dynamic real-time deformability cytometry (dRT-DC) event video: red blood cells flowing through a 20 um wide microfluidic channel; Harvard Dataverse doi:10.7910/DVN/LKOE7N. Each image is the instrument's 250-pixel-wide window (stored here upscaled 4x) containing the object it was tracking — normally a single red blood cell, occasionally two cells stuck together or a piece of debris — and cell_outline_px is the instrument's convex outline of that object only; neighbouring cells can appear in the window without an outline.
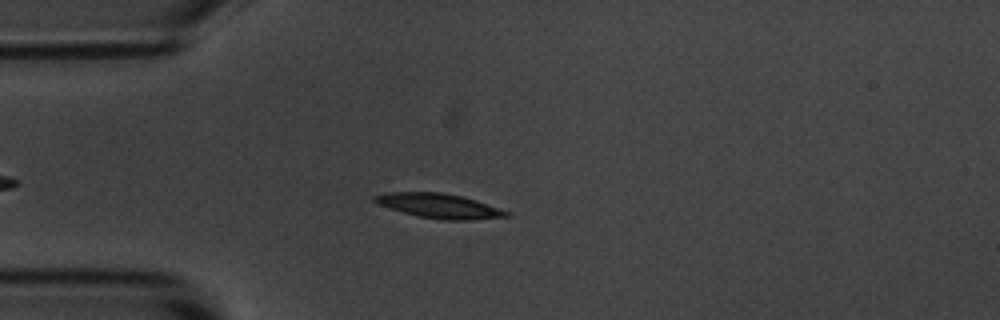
{"species": "common noctule bat (a hibernating species)", "species_latin": "Nyctalus noctula", "temperature_condition": "room temperature", "stored_images_in_passage": 44, "camera_frame_rate_fps": 3000, "um_per_image_px": 0.085, "animal": {"sex": "male", "body_mass_g": 20.1, "forearm_length_mm": 53.5}, "frame": {"image": 1, "passage_image": 9, "time_ms": 2.667, "image_size_px": [1000, 320], "cell_outline_px": [[512, 216], [472, 220], [444, 220], [416, 216], [376, 204], [372, 200], [372, 196], [388, 192], [444, 192], [464, 196], [512, 212]], "centroid_in_image_um": [37.35, 17.5], "position_along_channel_um": 47.6, "area_um2": 19.25}}
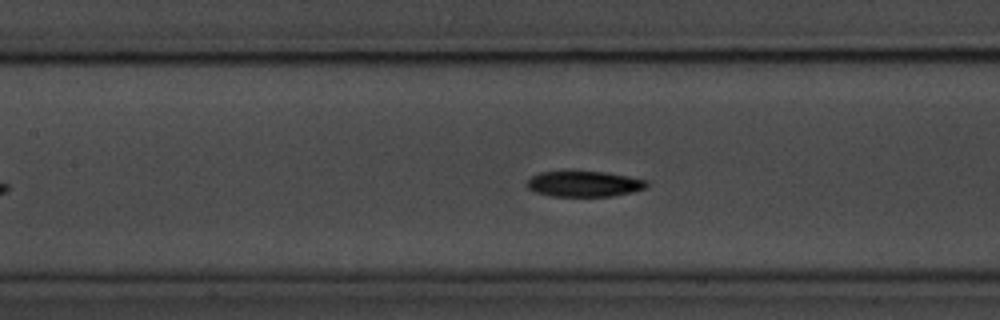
{"frame": {"image": 2, "passage_image": 19, "time_ms": 6.0, "image_size_px": [1000, 320], "cell_outline_px": [[648, 188], [632, 192], [612, 196], [552, 196], [536, 192], [528, 188], [528, 180], [532, 176], [540, 172], [604, 172], [628, 176], [648, 180]], "centroid_in_image_um": [49.71, 15.64], "position_along_channel_um": 157.7, "area_um2": 17.74}}
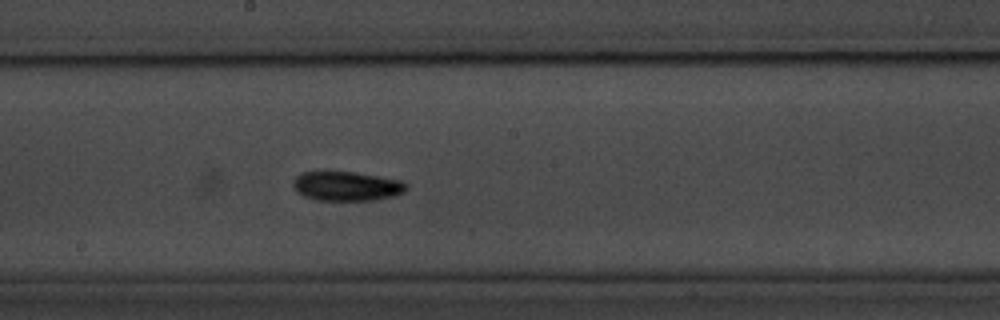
{"frame": {"image": 3, "passage_image": 24, "time_ms": 7.667, "image_size_px": [1000, 320], "cell_outline_px": [[408, 188], [404, 192], [392, 196], [372, 200], [316, 200], [304, 196], [296, 192], [292, 184], [296, 176], [304, 172], [356, 172], [400, 180], [408, 184]], "centroid_in_image_um": [29.46, 15.82], "position_along_channel_um": 218.7, "area_um2": 19.31}, "authors_computed_cell_mechanics": {"area_um2": 18.3804, "velocity_mm_per_s": 3.6692, "shape_relaxation_time_tau1_ms": 2.6598, "shape_relaxation_time_tau2_ms": null, "deformation_change_tau1": 0.1337, "deformation_change_tau2": null}}